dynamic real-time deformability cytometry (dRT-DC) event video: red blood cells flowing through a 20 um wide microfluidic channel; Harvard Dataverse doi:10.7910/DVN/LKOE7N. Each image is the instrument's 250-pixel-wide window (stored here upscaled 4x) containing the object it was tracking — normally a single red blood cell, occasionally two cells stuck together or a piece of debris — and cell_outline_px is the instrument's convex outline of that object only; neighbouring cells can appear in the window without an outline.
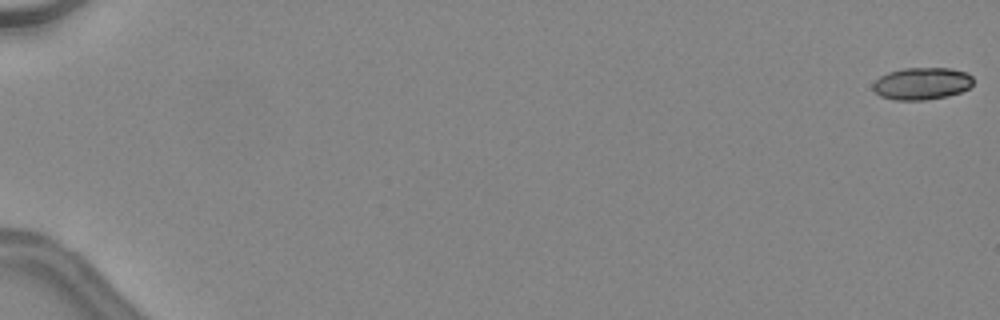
{"species": "common noctule bat (a hibernating species)", "species_latin": "Nyctalus noctula", "temperature_condition": "warm", "stored_images_in_passage": 48, "camera_frame_rate_fps": 3000, "um_per_image_px": 0.085, "animal": {"sex": "female", "body_mass_g": 24.6, "forearm_length_mm": 56.2}, "frame": {"image": 1, "passage_image": 1, "time_ms": 0.0, "image_size_px": [1000, 320], "cell_outline_px": [[972, 84], [968, 88], [960, 92], [948, 96], [924, 100], [896, 100], [880, 96], [872, 88], [872, 84], [880, 76], [888, 72], [904, 68], [948, 68], [968, 72], [972, 76]], "centroid_in_image_um": [78.35, 7.1], "position_along_channel_um": 6.7, "area_um2": 18.84}}
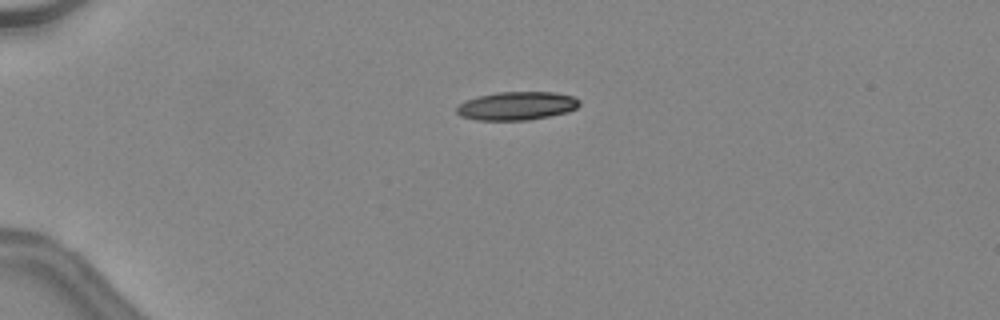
{"frame": {"image": 2, "passage_image": 14, "time_ms": 4.333, "image_size_px": [1000, 320], "cell_outline_px": [[580, 104], [576, 108], [568, 112], [528, 120], [476, 120], [460, 116], [456, 112], [456, 108], [464, 100], [476, 96], [496, 92], [556, 92], [572, 96], [580, 100]], "centroid_in_image_um": [43.9, 8.99], "position_along_channel_um": 41.1, "area_um2": 20.46}}
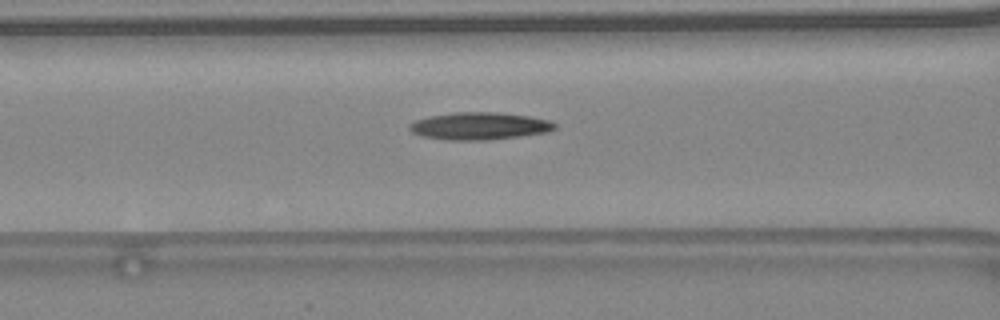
{"frame": {"image": 3, "passage_image": 23, "time_ms": 7.333, "image_size_px": [1000, 320], "cell_outline_px": [[556, 128], [548, 132], [520, 136], [484, 140], [448, 140], [424, 136], [412, 132], [408, 128], [408, 124], [416, 120], [428, 116], [456, 112], [496, 112], [528, 116], [548, 120], [556, 124]], "centroid_in_image_um": [40.74, 10.71], "position_along_channel_um": 125.9, "area_um2": 23.06}, "authors_computed_cell_mechanics": {"area_um2": 21.5305, "velocity_mm_per_s": 4.5505, "shape_relaxation_time_tau1_ms": null, "shape_relaxation_time_tau2_ms": 3.4676, "deformation_change_tau1": null, "deformation_change_tau2": 0.1469}}